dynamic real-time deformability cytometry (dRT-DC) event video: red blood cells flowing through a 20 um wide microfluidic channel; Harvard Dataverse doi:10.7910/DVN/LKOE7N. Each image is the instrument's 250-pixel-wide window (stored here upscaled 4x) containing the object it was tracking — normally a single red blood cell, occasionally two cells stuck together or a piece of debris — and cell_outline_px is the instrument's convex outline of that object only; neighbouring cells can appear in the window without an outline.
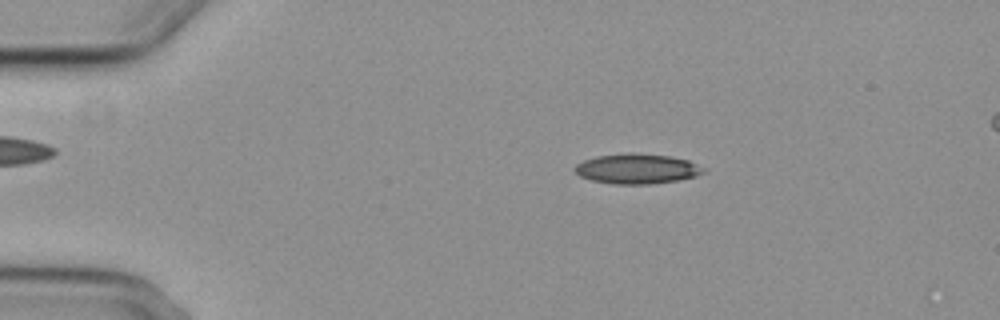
{"species": "common noctule bat (a hibernating species)", "species_latin": "Nyctalus noctula", "temperature_condition": "cold", "stored_images_in_passage": 5, "camera_frame_rate_fps": 3000, "um_per_image_px": 0.085, "animal": {"sex": "female", "body_mass_g": 29.2, "forearm_length_mm": 56.3}, "frame": {"image": 1, "passage_image": 2, "time_ms": 1.0, "image_size_px": [1000, 320], "cell_outline_px": [[708, 168], [704, 172], [696, 176], [676, 180], [648, 184], [616, 184], [592, 180], [580, 176], [572, 168], [576, 164], [584, 160], [596, 156], [672, 156], [688, 160]], "centroid_in_image_um": [54.18, 14.39], "position_along_channel_um": 30.8, "area_um2": 21.5}}
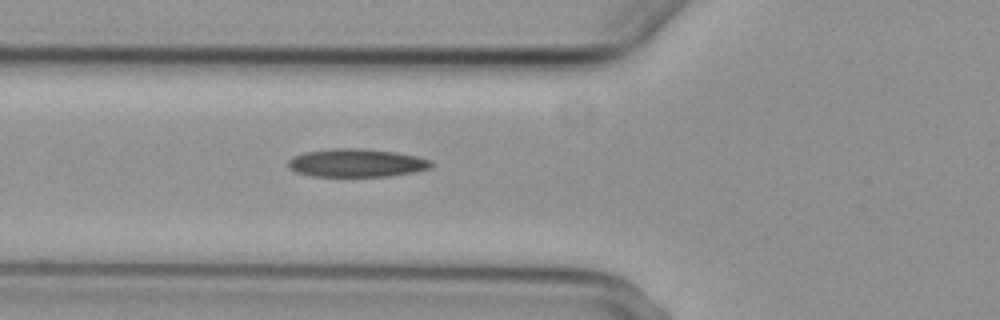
{"frame": {"image": 2, "passage_image": 5, "time_ms": 4.333, "image_size_px": [1000, 320], "cell_outline_px": [[432, 164], [428, 168], [416, 172], [388, 176], [312, 176], [296, 172], [288, 168], [288, 160], [292, 156], [304, 152], [332, 148], [364, 148], [396, 152], [416, 156], [432, 160]], "centroid_in_image_um": [30.28, 13.84], "position_along_channel_um": 95.5, "area_um2": 23.64}}